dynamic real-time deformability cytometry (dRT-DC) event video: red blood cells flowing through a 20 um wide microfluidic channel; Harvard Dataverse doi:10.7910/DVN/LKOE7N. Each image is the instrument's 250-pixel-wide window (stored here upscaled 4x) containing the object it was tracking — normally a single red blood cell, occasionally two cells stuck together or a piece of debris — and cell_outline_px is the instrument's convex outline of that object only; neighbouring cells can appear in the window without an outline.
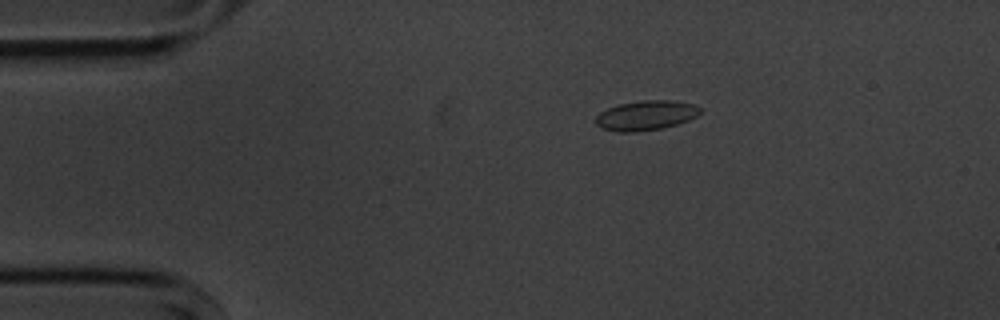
{"species": "common noctule bat (a hibernating species)", "species_latin": "Nyctalus noctula", "temperature_condition": "cold", "stored_images_in_passage": 47, "camera_frame_rate_fps": 3000, "um_per_image_px": 0.085, "animal": {"sex": "male", "body_mass_g": 20.1, "forearm_length_mm": 53.5}, "frame": {"image": 1, "passage_image": 2, "time_ms": 0.333, "image_size_px": [1000, 320], "cell_outline_px": [[700, 112], [696, 116], [688, 120], [676, 124], [660, 128], [636, 132], [620, 132], [600, 128], [596, 124], [596, 116], [600, 112], [608, 108], [620, 104], [644, 100], [672, 100], [692, 104], [700, 108]], "centroid_in_image_um": [54.87, 9.81], "position_along_channel_um": 30.1, "area_um2": 17.86}}
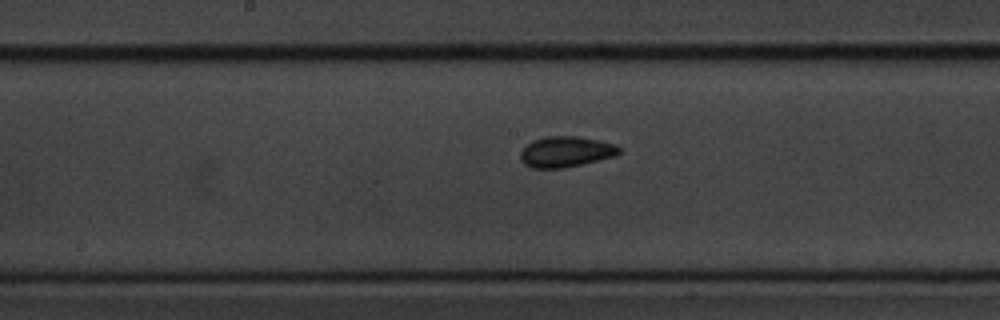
{"frame": {"image": 2, "passage_image": 20, "time_ms": 6.333, "image_size_px": [1000, 320], "cell_outline_px": [[620, 152], [616, 156], [564, 168], [532, 168], [524, 164], [520, 160], [520, 152], [532, 140], [544, 136], [576, 136], [600, 140], [616, 144], [620, 148]], "centroid_in_image_um": [48.1, 12.89], "position_along_channel_um": 200.1, "area_um2": 17.8}}
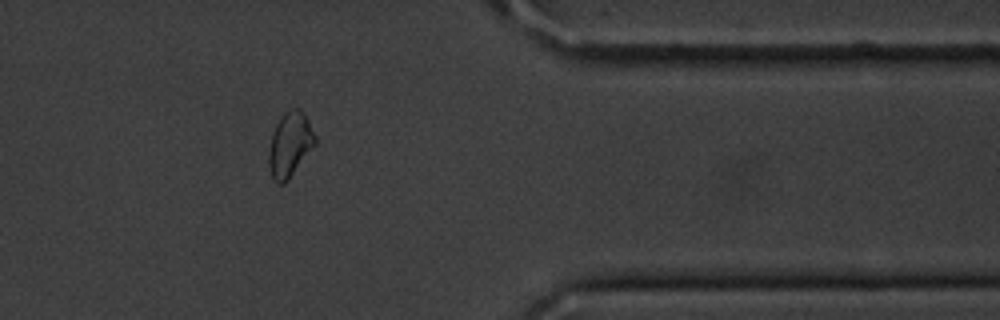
{"frame": {"image": 3, "passage_image": 37, "time_ms": 12.0, "image_size_px": [1000, 320], "cell_outline_px": [[316, 144], [288, 180], [284, 184], [276, 184], [272, 176], [268, 164], [268, 152], [272, 136], [276, 124], [292, 108], [300, 108], [304, 112], [316, 136]], "centroid_in_image_um": [24.66, 12.32], "position_along_channel_um": 386.7, "area_um2": 17.28}, "authors_computed_cell_mechanics": {"area_um2": 17.2822, "velocity_mm_per_s": 3.6015, "shape_relaxation_time_tau1_ms": 4.4657, "shape_relaxation_time_tau2_ms": 2.1453, "deformation_change_tau1": 0.0671, "deformation_change_tau2": 0.0618}}